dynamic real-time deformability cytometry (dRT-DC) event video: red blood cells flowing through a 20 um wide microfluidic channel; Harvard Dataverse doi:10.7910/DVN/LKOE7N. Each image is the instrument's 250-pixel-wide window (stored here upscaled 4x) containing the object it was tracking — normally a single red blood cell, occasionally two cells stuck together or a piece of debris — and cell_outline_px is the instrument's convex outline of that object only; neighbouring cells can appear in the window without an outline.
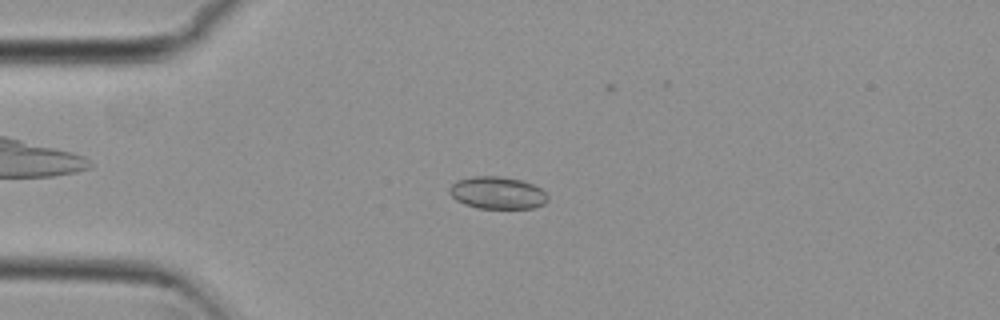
{"species": "common noctule bat (a hibernating species)", "species_latin": "Nyctalus noctula", "temperature_condition": "cold", "stored_images_in_passage": 54, "camera_frame_rate_fps": 3000, "um_per_image_px": 0.085, "animal": {"sex": "female", "body_mass_g": 29.2, "forearm_length_mm": 56.3}, "frame": {"image": 1, "passage_image": 13, "time_ms": 4.0, "image_size_px": [1000, 320], "cell_outline_px": [[548, 200], [544, 204], [532, 208], [476, 208], [464, 204], [456, 200], [448, 192], [448, 188], [456, 180], [472, 176], [500, 176], [524, 180], [540, 188], [548, 196]], "centroid_in_image_um": [42.25, 16.38], "position_along_channel_um": 42.7, "area_um2": 18.67}}
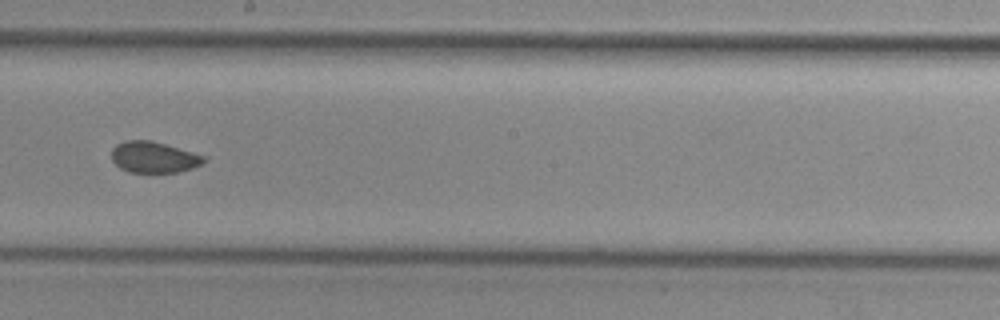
{"frame": {"image": 2, "passage_image": 30, "time_ms": 9.667, "image_size_px": [1000, 320], "cell_outline_px": [[208, 160], [204, 164], [192, 168], [176, 172], [128, 172], [120, 168], [112, 160], [112, 148], [116, 144], [124, 140], [152, 140], [208, 156]], "centroid_in_image_um": [13.12, 13.35], "position_along_channel_um": 235.1, "area_um2": 17.05}}
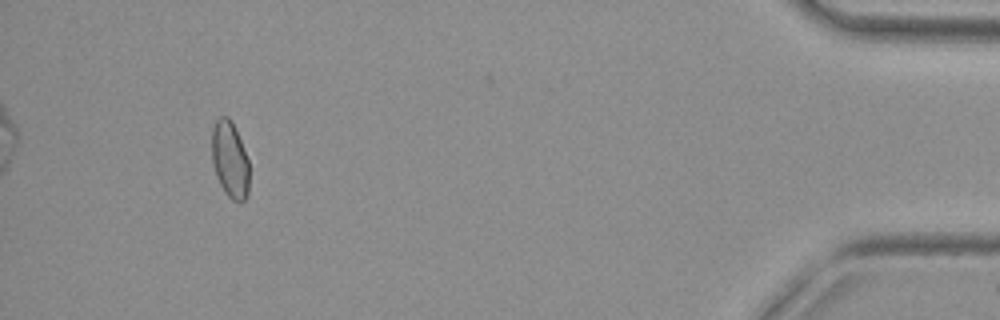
{"frame": {"image": 3, "passage_image": 50, "time_ms": 16.333, "image_size_px": [1000, 320], "cell_outline_px": [[248, 196], [240, 204], [232, 200], [224, 192], [216, 176], [212, 164], [212, 128], [216, 120], [220, 116], [228, 116], [232, 120], [248, 160]], "centroid_in_image_um": [19.53, 13.59], "position_along_channel_um": 415.7, "area_um2": 16.82}, "authors_computed_cell_mechanics": {"area_um2": 17.5712, "velocity_mm_per_s": 3.8014, "shape_relaxation_time_tau1_ms": null, "shape_relaxation_time_tau2_ms": 1.3745, "deformation_change_tau1": null, "deformation_change_tau2": 0.0494}}